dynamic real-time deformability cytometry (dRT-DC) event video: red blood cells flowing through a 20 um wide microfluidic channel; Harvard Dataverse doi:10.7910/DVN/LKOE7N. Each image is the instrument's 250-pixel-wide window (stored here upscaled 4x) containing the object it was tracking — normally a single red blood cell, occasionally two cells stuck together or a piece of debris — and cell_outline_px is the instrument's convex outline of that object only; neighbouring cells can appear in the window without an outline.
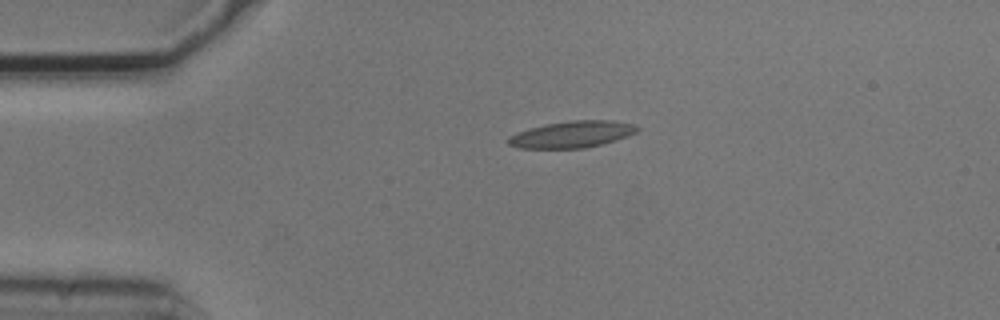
{"species": "common noctule bat (a hibernating species)", "species_latin": "Nyctalus noctula", "temperature_condition": "cold", "stored_images_in_passage": 2, "camera_frame_rate_fps": 3000, "um_per_image_px": 0.085, "animal": {"sex": "male", "body_mass_g": 20.5, "forearm_length_mm": 52.5}, "frame": {"image": 1, "passage_image": 1, "time_ms": 0.0, "image_size_px": [1000, 320], "cell_outline_px": [[640, 128], [636, 132], [628, 136], [616, 140], [584, 148], [520, 148], [508, 144], [504, 140], [508, 136], [516, 132], [548, 124], [572, 120], [612, 120], [636, 124]], "centroid_in_image_um": [48.62, 11.42], "position_along_channel_um": 36.4, "area_um2": 20.0}}